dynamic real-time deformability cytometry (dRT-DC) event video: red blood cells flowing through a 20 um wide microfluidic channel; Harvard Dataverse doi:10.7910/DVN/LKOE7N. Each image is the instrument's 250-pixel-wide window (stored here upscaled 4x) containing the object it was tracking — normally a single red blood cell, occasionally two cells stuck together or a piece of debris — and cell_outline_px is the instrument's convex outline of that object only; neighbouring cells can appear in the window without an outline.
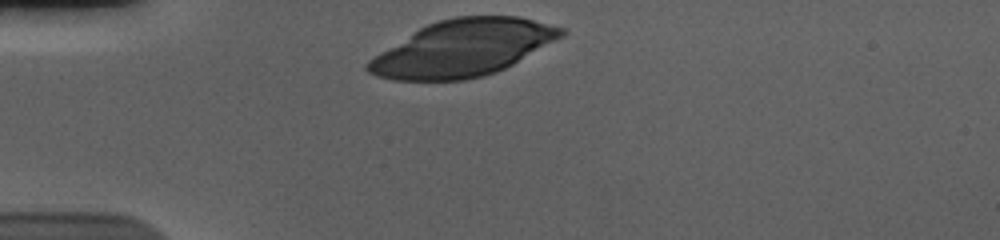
{"species": "human", "species_latin": "Homo sapiens", "temperature_condition": "cold", "stored_images_in_passage": 33, "camera_frame_rate_fps": 3000, "um_per_image_px": 0.085, "donor": {"sex": "male"}, "frame": {"image": 1, "passage_image": 1, "time_ms": 0.0, "image_size_px": [1000, 240], "cell_outline_px": [[568, 32], [564, 36], [512, 64], [496, 72], [484, 76], [464, 80], [392, 80], [376, 76], [368, 72], [364, 68], [364, 64], [368, 60], [380, 52], [420, 28], [428, 24], [440, 20], [456, 16], [516, 16], [564, 28]], "centroid_in_image_um": [39.33, 4.1], "position_along_channel_um": 45.7, "area_um2": 63.12}}